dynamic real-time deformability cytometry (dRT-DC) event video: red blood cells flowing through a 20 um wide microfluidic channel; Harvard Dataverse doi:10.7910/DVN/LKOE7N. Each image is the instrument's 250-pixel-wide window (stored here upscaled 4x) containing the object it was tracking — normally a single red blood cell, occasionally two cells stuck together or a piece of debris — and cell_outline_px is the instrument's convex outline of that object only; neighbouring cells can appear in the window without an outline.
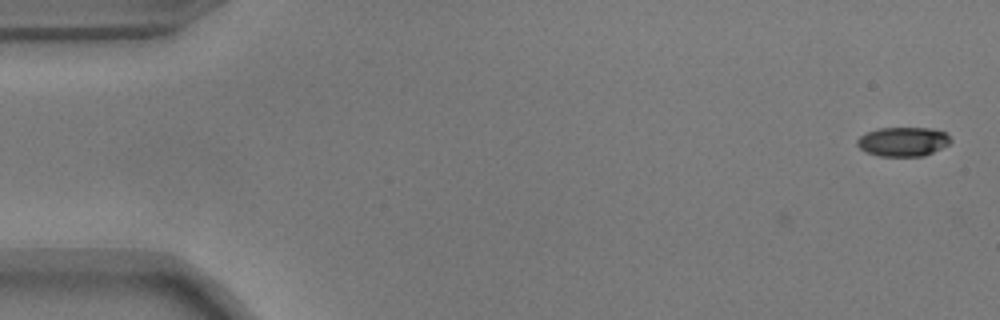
{"species": "common noctule bat (a hibernating species)", "species_latin": "Nyctalus noctula", "temperature_condition": "warm", "stored_images_in_passage": 8, "camera_frame_rate_fps": 3000, "um_per_image_px": 0.085, "animal": {"sex": "male", "body_mass_g": 17.9}, "frame": {"image": 1, "passage_image": 8, "time_ms": 2.333, "image_size_px": [1000, 320], "cell_outline_px": [[952, 140], [948, 144], [924, 156], [880, 156], [868, 152], [860, 148], [856, 144], [856, 140], [860, 136], [868, 132], [880, 128], [932, 128], [944, 132]], "centroid_in_image_um": [76.75, 12.03], "position_along_channel_um": 8.3, "area_um2": 15.72}}